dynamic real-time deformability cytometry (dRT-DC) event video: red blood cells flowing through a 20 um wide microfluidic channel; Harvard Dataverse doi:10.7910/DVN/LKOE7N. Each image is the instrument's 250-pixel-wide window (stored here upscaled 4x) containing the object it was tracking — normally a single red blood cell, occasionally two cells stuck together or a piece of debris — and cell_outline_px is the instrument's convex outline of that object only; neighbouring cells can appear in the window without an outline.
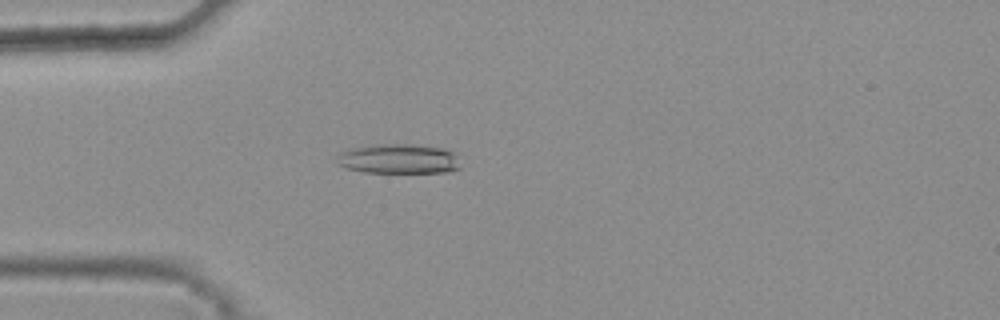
{"species": "common noctule bat (a hibernating species)", "species_latin": "Nyctalus noctula", "temperature_condition": "warm", "stored_images_in_passage": 46, "camera_frame_rate_fps": 3000, "um_per_image_px": 0.085, "animal": {"sex": "female", "body_mass_g": 25.1}, "frame": {"image": 1, "passage_image": 14, "time_ms": 4.333, "image_size_px": [1000, 320], "cell_outline_px": [[460, 168], [448, 172], [364, 172], [348, 168], [340, 164], [336, 156], [340, 152], [352, 148], [388, 144], [404, 144], [444, 148], [452, 152], [456, 156]], "centroid_in_image_um": [33.91, 13.51], "position_along_channel_um": 51.1, "area_um2": 20.92}}
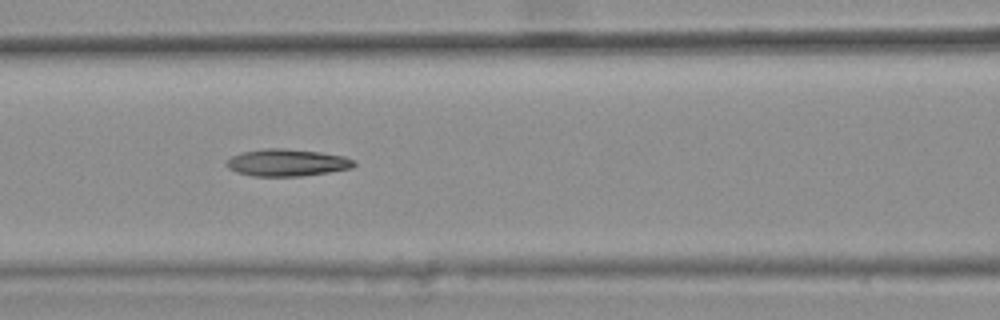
{"frame": {"image": 2, "passage_image": 22, "time_ms": 7.0, "image_size_px": [1000, 320], "cell_outline_px": [[356, 164], [352, 168], [328, 172], [300, 176], [252, 176], [236, 172], [228, 168], [224, 164], [232, 156], [244, 152], [264, 148], [284, 148], [320, 152], [344, 156], [356, 160]], "centroid_in_image_um": [24.4, 13.82], "position_along_channel_um": 142.2, "area_um2": 20.17}}
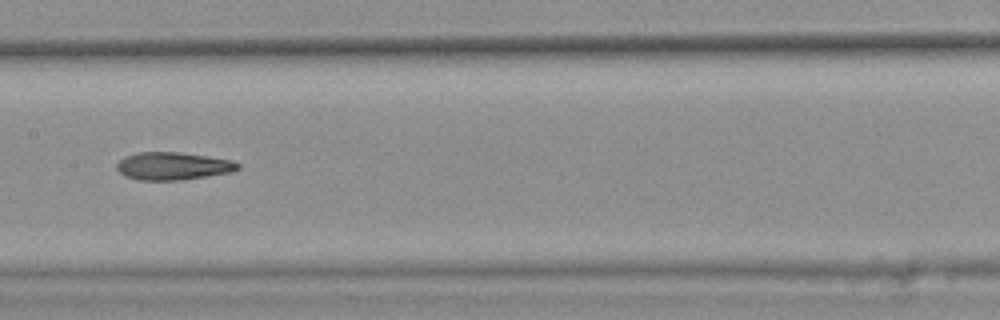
{"frame": {"image": 3, "passage_image": 26, "time_ms": 8.333, "image_size_px": [1000, 320], "cell_outline_px": [[240, 168], [228, 172], [180, 180], [140, 180], [124, 176], [116, 168], [116, 164], [124, 156], [140, 152], [180, 152], [232, 160], [240, 164]], "centroid_in_image_um": [14.66, 14.1], "position_along_channel_um": 192.7, "area_um2": 19.36}, "authors_computed_cell_mechanics": {"area_um2": 19.9699, "velocity_mm_per_s": 3.7961, "shape_relaxation_time_tau1_ms": null, "shape_relaxation_time_tau2_ms": 3.1528, "deformation_change_tau1": null, "deformation_change_tau2": 0.1239}}